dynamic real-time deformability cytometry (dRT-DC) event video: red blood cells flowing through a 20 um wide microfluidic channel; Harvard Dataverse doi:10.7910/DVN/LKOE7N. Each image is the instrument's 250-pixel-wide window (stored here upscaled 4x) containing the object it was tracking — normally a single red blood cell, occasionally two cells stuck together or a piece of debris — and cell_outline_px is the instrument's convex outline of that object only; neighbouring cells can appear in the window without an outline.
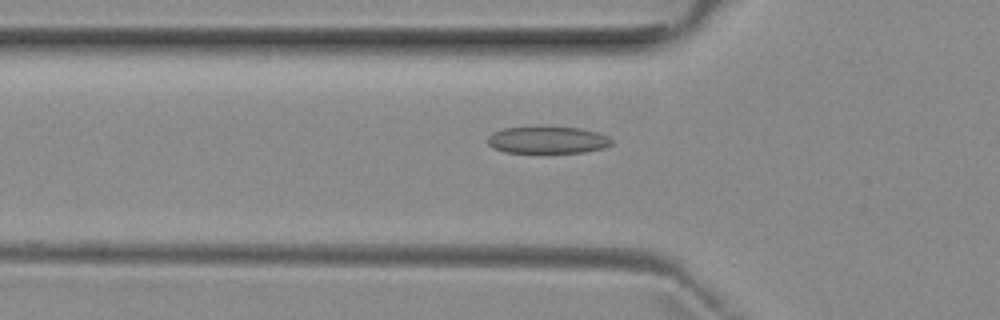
{"species": "common noctule bat (a hibernating species)", "species_latin": "Nyctalus noctula", "temperature_condition": "room temperature", "stored_images_in_passage": 4, "camera_frame_rate_fps": 3000, "um_per_image_px": 0.085, "animal": {"sex": "female", "body_mass_g": 29.2, "forearm_length_mm": 56.3}, "frame": {"image": 1, "passage_image": 3, "time_ms": 4.0, "image_size_px": [1000, 320], "cell_outline_px": [[612, 144], [604, 148], [584, 152], [504, 152], [492, 148], [488, 144], [488, 136], [492, 132], [504, 128], [540, 124], [544, 124], [580, 128], [600, 132], [608, 136], [612, 140]], "centroid_in_image_um": [46.53, 11.84], "position_along_channel_um": 79.3, "area_um2": 20.4}}
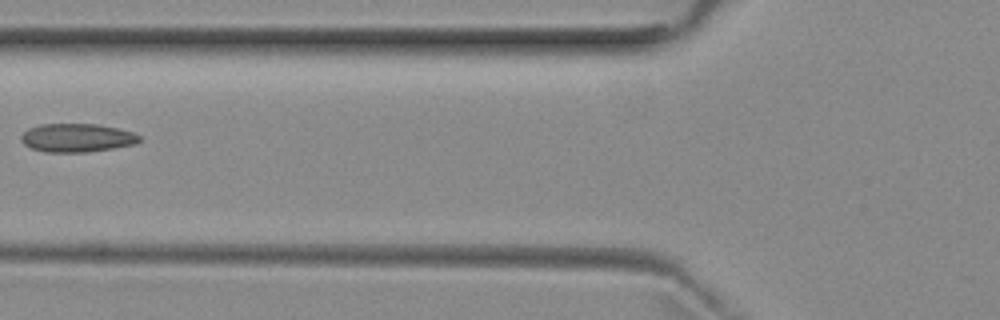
{"frame": {"image": 2, "passage_image": 4, "time_ms": 5.0, "image_size_px": [1000, 320], "cell_outline_px": [[140, 140], [136, 144], [88, 152], [44, 152], [32, 148], [24, 144], [20, 140], [20, 136], [28, 128], [40, 124], [96, 124], [116, 128], [132, 132], [140, 136]], "centroid_in_image_um": [6.51, 11.71], "position_along_channel_um": 119.3, "area_um2": 19.59}}